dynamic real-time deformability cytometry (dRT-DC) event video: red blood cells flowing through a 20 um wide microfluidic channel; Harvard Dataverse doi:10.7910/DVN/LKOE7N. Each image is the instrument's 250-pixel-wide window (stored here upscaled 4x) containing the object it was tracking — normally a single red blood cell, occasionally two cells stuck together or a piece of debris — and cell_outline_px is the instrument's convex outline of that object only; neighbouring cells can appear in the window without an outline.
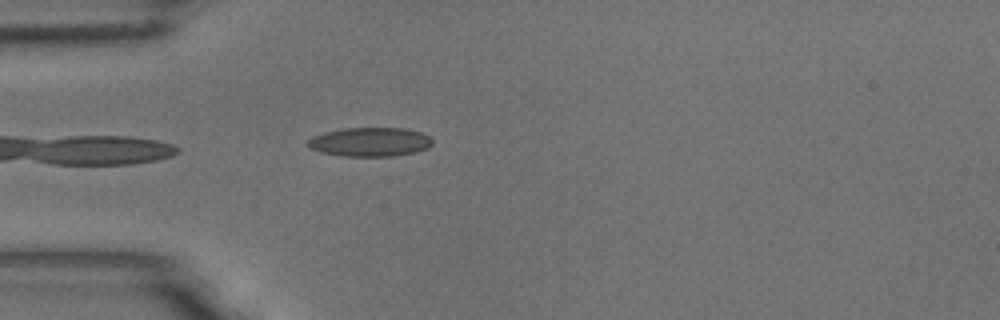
{"species": "common noctule bat (a hibernating species)", "species_latin": "Nyctalus noctula", "temperature_condition": "room temperature", "stored_images_in_passage": 4, "camera_frame_rate_fps": 3000, "um_per_image_px": 0.085, "animal": {"sex": "male", "body_mass_g": 18.8}, "frame": {"image": 1, "passage_image": 4, "time_ms": 1.0, "image_size_px": [1000, 320], "cell_outline_px": [[432, 144], [428, 148], [416, 152], [392, 156], [344, 156], [320, 152], [308, 148], [304, 144], [312, 136], [324, 132], [344, 128], [404, 128], [420, 132], [428, 136], [432, 140]], "centroid_in_image_um": [31.4, 12.06], "position_along_channel_um": 53.6, "area_um2": 21.21}}